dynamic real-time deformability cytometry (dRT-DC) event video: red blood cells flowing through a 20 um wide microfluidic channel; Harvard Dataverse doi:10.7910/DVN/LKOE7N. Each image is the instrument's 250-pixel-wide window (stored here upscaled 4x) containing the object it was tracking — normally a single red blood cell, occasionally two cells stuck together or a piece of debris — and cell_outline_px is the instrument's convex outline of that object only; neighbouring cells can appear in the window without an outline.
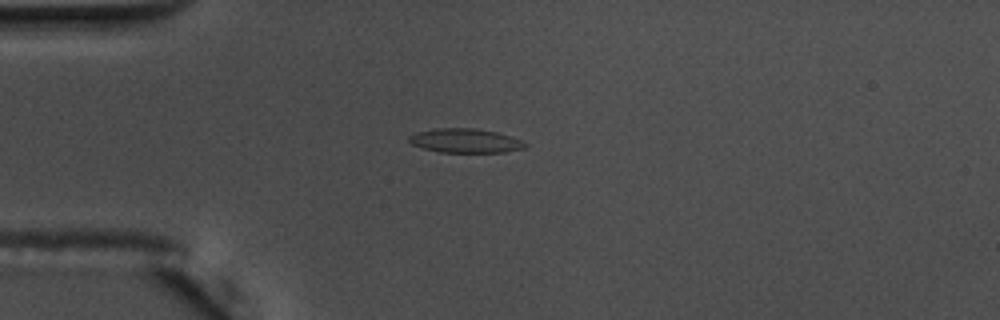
{"species": "common noctule bat (a hibernating species)", "species_latin": "Nyctalus noctula", "temperature_condition": "warm", "stored_images_in_passage": 42, "camera_frame_rate_fps": 3000, "um_per_image_px": 0.085, "animal": {"sex": "male", "body_mass_g": 17.5, "forearm_length_mm": 52.3}, "frame": {"image": 1, "passage_image": 1, "time_ms": 0.0, "image_size_px": [1000, 320], "cell_outline_px": [[528, 144], [524, 148], [504, 152], [440, 152], [424, 148], [412, 144], [408, 140], [408, 136], [416, 132], [436, 128], [472, 128], [496, 132], [520, 140]], "centroid_in_image_um": [39.52, 11.96], "position_along_channel_um": 45.5, "area_um2": 16.13}}
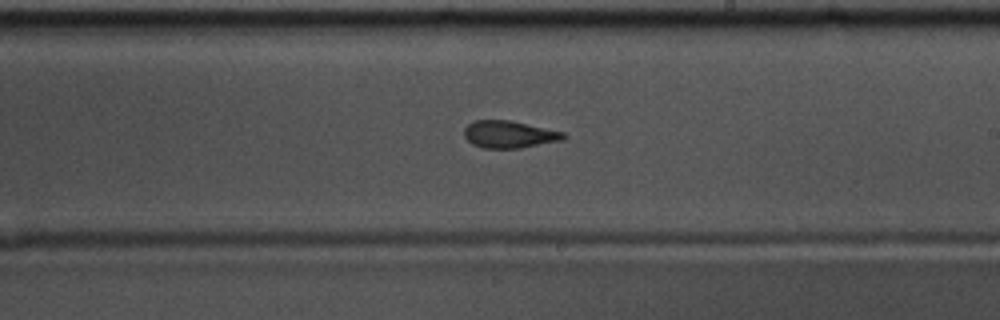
{"frame": {"image": 2, "passage_image": 19, "time_ms": 6.0, "image_size_px": [1000, 320], "cell_outline_px": [[568, 136], [564, 140], [520, 148], [484, 148], [472, 144], [464, 136], [464, 128], [472, 120], [512, 120], [564, 132]], "centroid_in_image_um": [43.3, 11.41], "position_along_channel_um": 245.7, "area_um2": 15.95}}
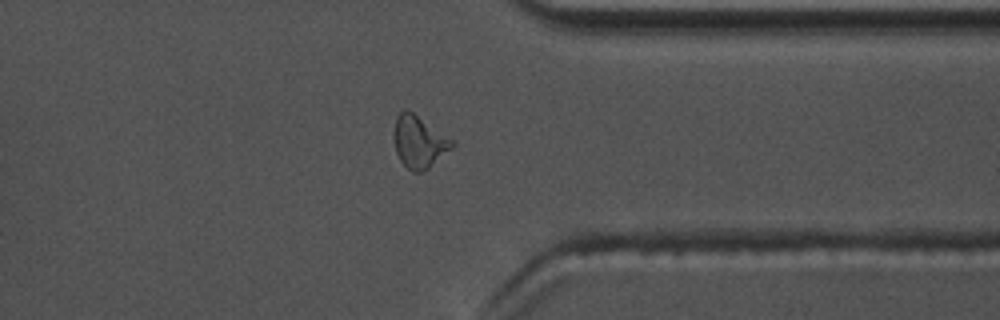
{"frame": {"image": 3, "passage_image": 30, "time_ms": 9.667, "image_size_px": [1000, 320], "cell_outline_px": [[456, 144], [452, 148], [428, 168], [420, 172], [412, 172], [400, 160], [396, 152], [396, 116], [404, 108], [412, 112], [452, 140]], "centroid_in_image_um": [35.63, 12.07], "position_along_channel_um": 375.8, "area_um2": 16.94}, "authors_computed_cell_mechanics": {"area_um2": 16.0684, "velocity_mm_per_s": 3.656, "shape_relaxation_time_tau1_ms": 6.6465, "shape_relaxation_time_tau2_ms": 1.8594, "deformation_change_tau1": 0.1843, "deformation_change_tau2": 0.0842}}